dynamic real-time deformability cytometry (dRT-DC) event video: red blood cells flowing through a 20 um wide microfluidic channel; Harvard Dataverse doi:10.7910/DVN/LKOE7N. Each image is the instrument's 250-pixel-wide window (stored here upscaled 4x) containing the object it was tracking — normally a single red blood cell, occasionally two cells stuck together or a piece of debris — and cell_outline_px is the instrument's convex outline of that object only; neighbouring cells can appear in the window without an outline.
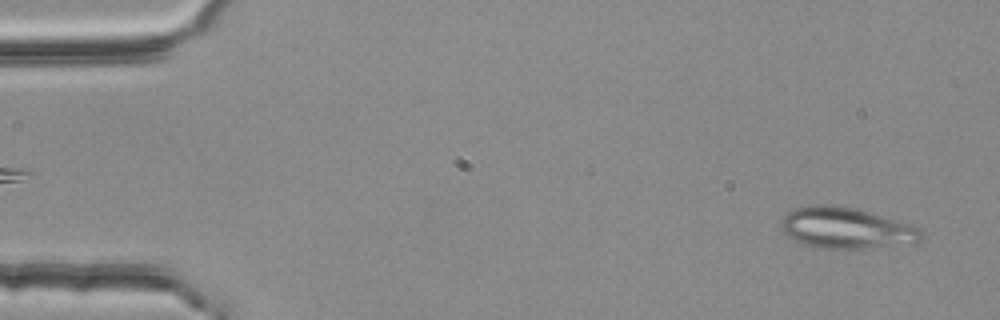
{"species": "common noctule bat (a hibernating species)", "species_latin": "Nyctalus noctula", "temperature_condition": "room temperature", "stored_images_in_passage": 53, "camera_frame_rate_fps": 3000, "um_per_image_px": 0.085, "animal": {"sex": "female", "body_mass_g": 25.1}, "frame": {"image": 1, "passage_image": 3, "time_ms": 0.667, "image_size_px": [1000, 320], "cell_outline_px": [[920, 240], [916, 244], [864, 248], [824, 248], [804, 244], [796, 240], [784, 232], [780, 228], [780, 220], [788, 212], [796, 208], [812, 204], [832, 204], [856, 208], [920, 228]], "centroid_in_image_um": [71.9, 19.37], "position_along_channel_um": 13.1, "area_um2": 33.29}}
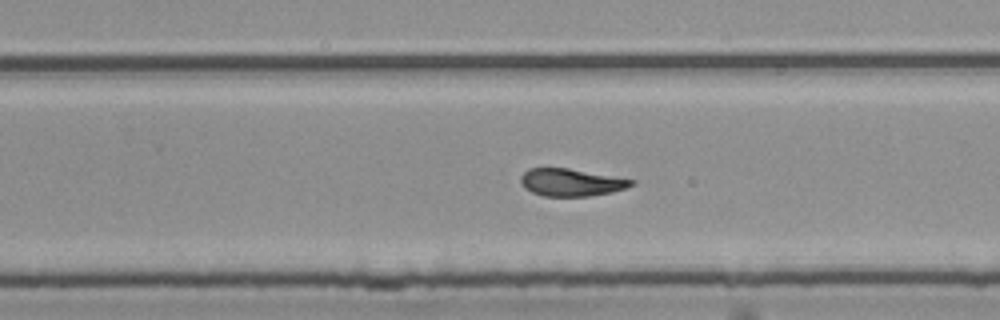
{"frame": {"image": 2, "passage_image": 34, "time_ms": 11.0, "image_size_px": [1000, 320], "cell_outline_px": [[636, 184], [612, 192], [588, 196], [544, 196], [532, 192], [524, 188], [520, 180], [520, 176], [528, 168], [568, 168], [636, 180]], "centroid_in_image_um": [48.54, 15.5], "position_along_channel_um": 281.3, "area_um2": 17.69}}
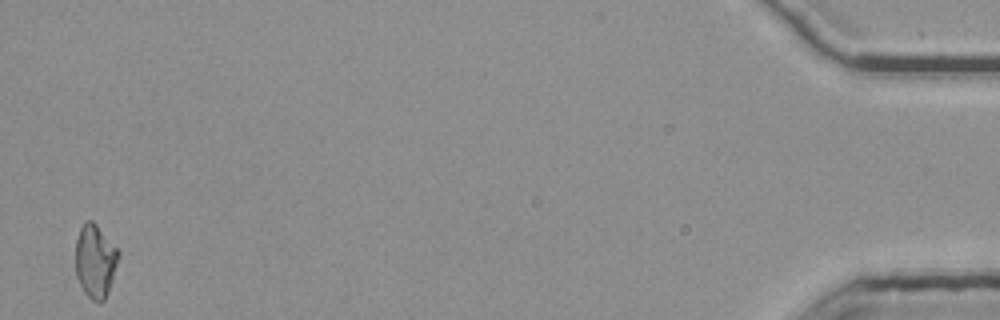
{"frame": {"image": 3, "passage_image": 53, "time_ms": 17.333, "image_size_px": [1000, 320], "cell_outline_px": [[120, 256], [108, 292], [104, 300], [100, 304], [92, 300], [84, 292], [76, 276], [76, 240], [80, 228], [84, 220], [92, 220], [96, 224], [120, 252]], "centroid_in_image_um": [8.1, 22.19], "position_along_channel_um": 427.1, "area_um2": 18.38}, "authors_computed_cell_mechanics": {"area_um2": 18.9006, "velocity_mm_per_s": 3.794, "shape_relaxation_time_tau1_ms": null, "shape_relaxation_time_tau2_ms": 3.5138, "deformation_change_tau1": null, "deformation_change_tau2": 0.0939}}